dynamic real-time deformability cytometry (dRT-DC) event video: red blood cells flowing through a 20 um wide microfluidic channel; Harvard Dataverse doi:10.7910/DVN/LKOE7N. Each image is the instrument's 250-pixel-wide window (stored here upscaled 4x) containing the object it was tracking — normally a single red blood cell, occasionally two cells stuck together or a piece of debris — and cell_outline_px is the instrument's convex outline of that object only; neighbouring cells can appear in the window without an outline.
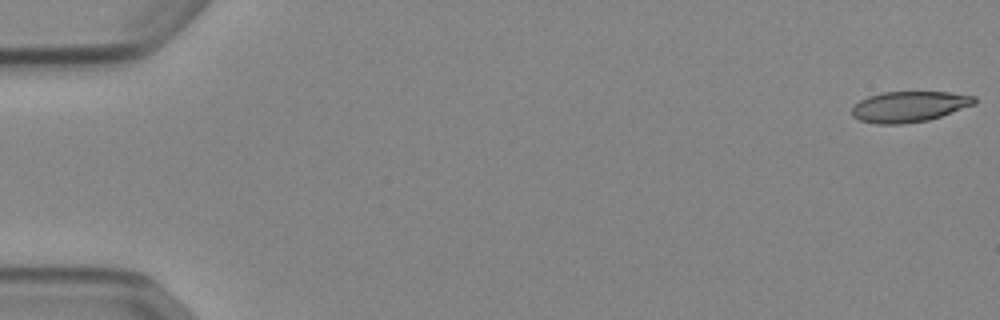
{"species": "Egyptian fruit bat (a non-hibernating species)", "species_latin": "Rousettus aegyptiacus", "temperature_condition": "cold", "stored_images_in_passage": 53, "camera_frame_rate_fps": 3000, "um_per_image_px": 0.085, "animal": {"sex": "female"}, "frame": {"image": 1, "passage_image": 1, "time_ms": 0.0, "image_size_px": [1000, 320], "cell_outline_px": [[976, 104], [928, 120], [900, 124], [876, 124], [860, 120], [852, 116], [852, 108], [860, 100], [868, 96], [884, 92], [952, 92], [976, 96]], "centroid_in_image_um": [77.29, 9.06], "position_along_channel_um": 7.7, "area_um2": 21.91}}
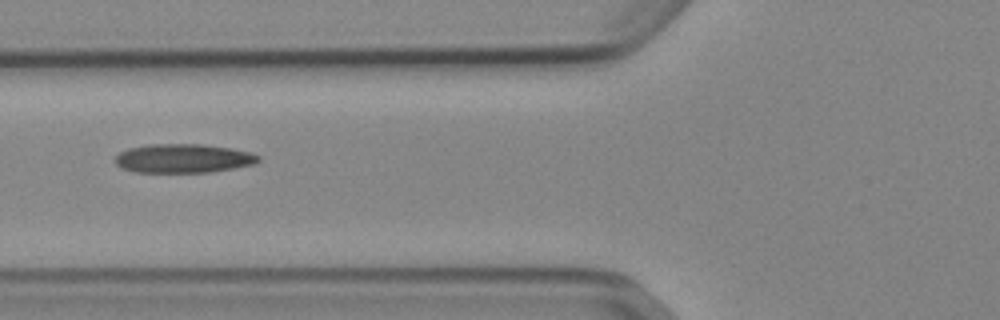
{"frame": {"image": 2, "passage_image": 21, "time_ms": 6.667, "image_size_px": [1000, 320], "cell_outline_px": [[260, 160], [256, 164], [208, 172], [136, 172], [120, 168], [116, 164], [116, 156], [120, 152], [128, 148], [148, 144], [200, 144], [232, 148], [252, 152], [260, 156]], "centroid_in_image_um": [15.59, 13.46], "position_along_channel_um": 110.2, "area_um2": 24.22}}
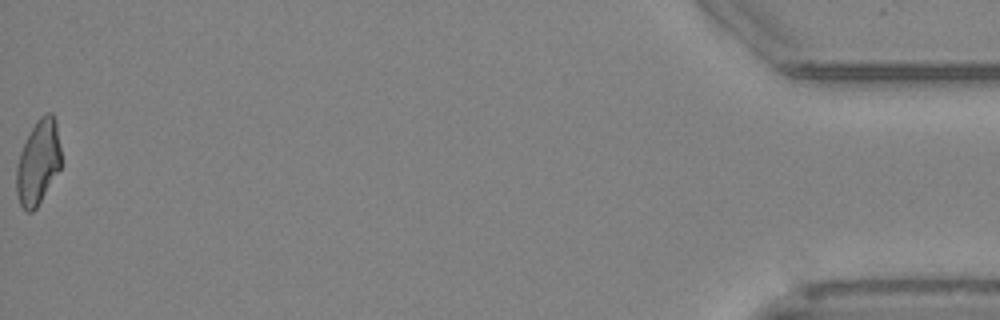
{"frame": {"image": 3, "passage_image": 53, "time_ms": 17.333, "image_size_px": [1000, 320], "cell_outline_px": [[60, 168], [36, 208], [32, 212], [28, 212], [20, 204], [16, 192], [16, 168], [20, 152], [36, 120], [40, 116], [48, 112], [52, 112], [56, 120], [60, 148]], "centroid_in_image_um": [3.24, 13.78], "position_along_channel_um": 432.0, "area_um2": 21.73}, "authors_computed_cell_mechanics": {"area_um2": 23.0044, "velocity_mm_per_s": 3.9136, "shape_relaxation_time_tau1_ms": null, "shape_relaxation_time_tau2_ms": 5.1105, "deformation_change_tau1": null, "deformation_change_tau2": 0.1449}}